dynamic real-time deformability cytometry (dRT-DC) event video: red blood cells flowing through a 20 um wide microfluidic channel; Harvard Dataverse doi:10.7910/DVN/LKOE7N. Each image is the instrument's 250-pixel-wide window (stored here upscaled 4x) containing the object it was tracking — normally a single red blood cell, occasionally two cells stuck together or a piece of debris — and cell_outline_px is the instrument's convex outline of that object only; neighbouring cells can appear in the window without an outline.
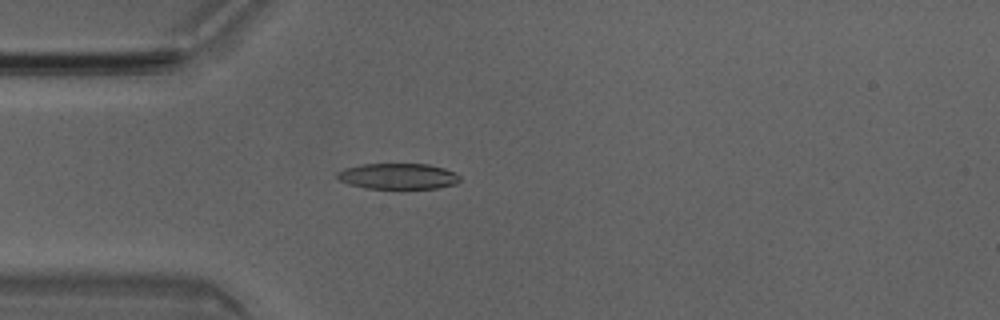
{"species": "Egyptian fruit bat (a non-hibernating species)", "species_latin": "Rousettus aegyptiacus", "temperature_condition": "room temperature", "stored_images_in_passage": 38, "camera_frame_rate_fps": 3000, "um_per_image_px": 0.085, "animal": {"sex": "male"}, "frame": {"image": 1, "passage_image": 1, "time_ms": 0.0, "image_size_px": [1000, 320], "cell_outline_px": [[460, 180], [456, 184], [436, 188], [364, 188], [348, 184], [340, 180], [336, 176], [336, 172], [344, 168], [360, 164], [428, 164], [444, 168], [460, 176]], "centroid_in_image_um": [33.79, 14.97], "position_along_channel_um": 51.2, "area_um2": 18.44}}
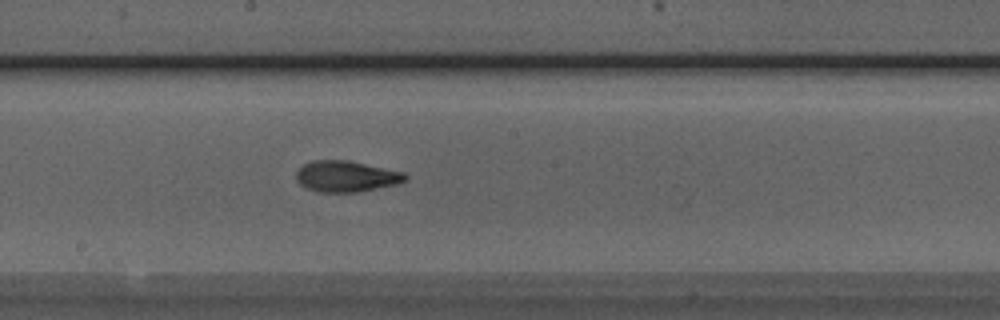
{"frame": {"image": 2, "passage_image": 14, "time_ms": 4.333, "image_size_px": [1000, 320], "cell_outline_px": [[408, 180], [396, 184], [356, 192], [316, 192], [300, 184], [296, 180], [296, 172], [304, 164], [312, 160], [348, 160], [404, 172], [408, 176]], "centroid_in_image_um": [29.42, 14.98], "position_along_channel_um": 218.8, "area_um2": 19.71}}
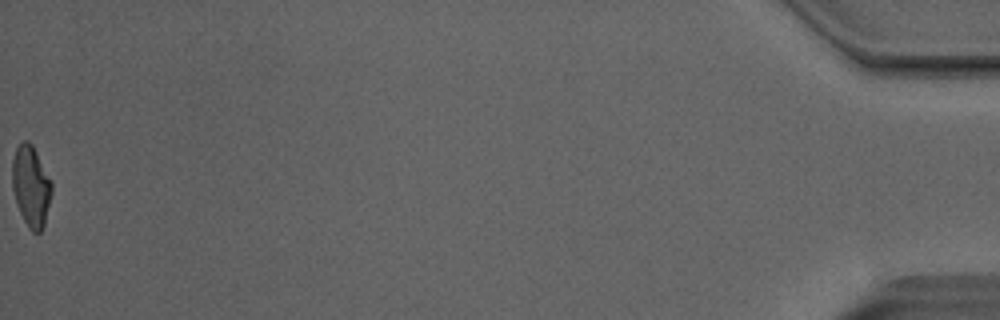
{"frame": {"image": 3, "passage_image": 38, "time_ms": 12.333, "image_size_px": [1000, 320], "cell_outline_px": [[52, 192], [44, 224], [40, 232], [32, 232], [28, 228], [16, 204], [12, 188], [12, 160], [16, 148], [24, 140], [28, 140], [32, 144], [52, 184]], "centroid_in_image_um": [2.61, 15.83], "position_along_channel_um": 432.6, "area_um2": 18.44}, "authors_computed_cell_mechanics": {"area_um2": 19.2185, "velocity_mm_per_s": 4.0545, "shape_relaxation_time_tau1_ms": 5.606, "shape_relaxation_time_tau2_ms": 1.9037, "deformation_change_tau1": 0.1742, "deformation_change_tau2": 0.0926}}